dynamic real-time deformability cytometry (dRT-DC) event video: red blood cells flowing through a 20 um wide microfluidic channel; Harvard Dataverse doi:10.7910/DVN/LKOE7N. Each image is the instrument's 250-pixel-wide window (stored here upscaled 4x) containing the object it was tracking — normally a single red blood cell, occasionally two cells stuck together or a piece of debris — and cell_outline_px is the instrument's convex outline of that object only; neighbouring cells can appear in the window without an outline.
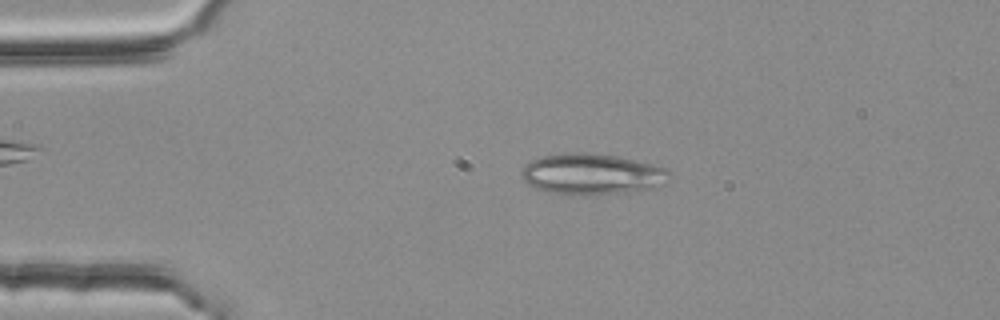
{"species": "common noctule bat (a hibernating species)", "species_latin": "Nyctalus noctula", "temperature_condition": "room temperature", "stored_images_in_passage": 38, "camera_frame_rate_fps": 3000, "um_per_image_px": 0.085, "animal": {"sex": "female", "body_mass_g": 25.1}, "frame": {"image": 1, "passage_image": 2, "time_ms": 0.333, "image_size_px": [1000, 320], "cell_outline_px": [[668, 172], [656, 188], [624, 192], [588, 196], [584, 196], [544, 192], [528, 184], [524, 180], [520, 172], [532, 160], [544, 156], [572, 152], [588, 152], [616, 156], [652, 164], [668, 168]], "centroid_in_image_um": [50.25, 14.81], "position_along_channel_um": 34.7, "area_um2": 35.03}}
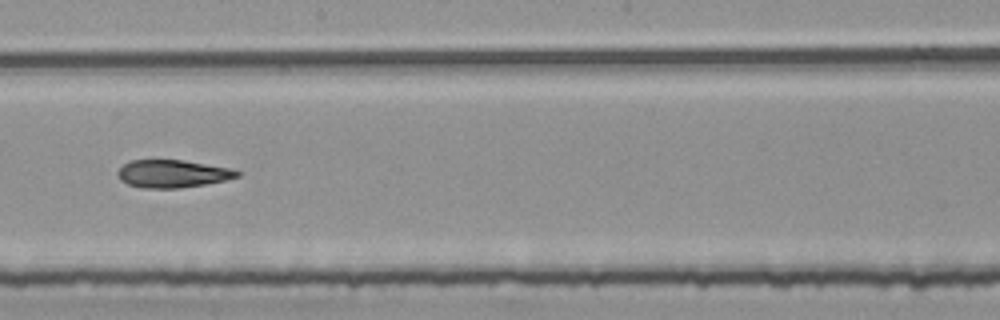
{"frame": {"image": 2, "passage_image": 21, "time_ms": 6.667, "image_size_px": [1000, 320], "cell_outline_px": [[240, 176], [224, 180], [204, 184], [180, 188], [140, 188], [128, 184], [120, 180], [116, 172], [124, 164], [132, 160], [184, 160], [228, 168], [240, 172]], "centroid_in_image_um": [14.62, 14.77], "position_along_channel_um": 233.6, "area_um2": 19.13}}
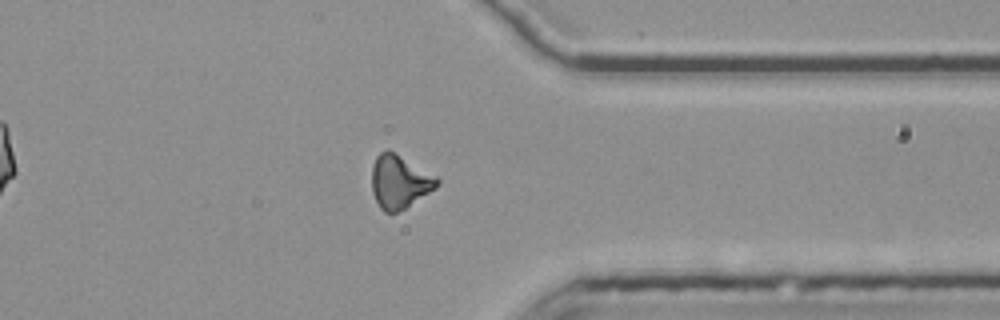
{"frame": {"image": 3, "passage_image": 33, "time_ms": 10.667, "image_size_px": [1000, 320], "cell_outline_px": [[440, 184], [436, 188], [404, 208], [396, 212], [384, 212], [380, 208], [372, 192], [372, 164], [376, 156], [380, 152], [388, 148], [436, 176], [440, 180]], "centroid_in_image_um": [33.94, 15.42], "position_along_channel_um": 377.5, "area_um2": 20.23}, "authors_computed_cell_mechanics": {"area_um2": 20.0855, "velocity_mm_per_s": 3.7809, "shape_relaxation_time_tau1_ms": null, "shape_relaxation_time_tau2_ms": 5.7545, "deformation_change_tau1": null, "deformation_change_tau2": 0.1725}}